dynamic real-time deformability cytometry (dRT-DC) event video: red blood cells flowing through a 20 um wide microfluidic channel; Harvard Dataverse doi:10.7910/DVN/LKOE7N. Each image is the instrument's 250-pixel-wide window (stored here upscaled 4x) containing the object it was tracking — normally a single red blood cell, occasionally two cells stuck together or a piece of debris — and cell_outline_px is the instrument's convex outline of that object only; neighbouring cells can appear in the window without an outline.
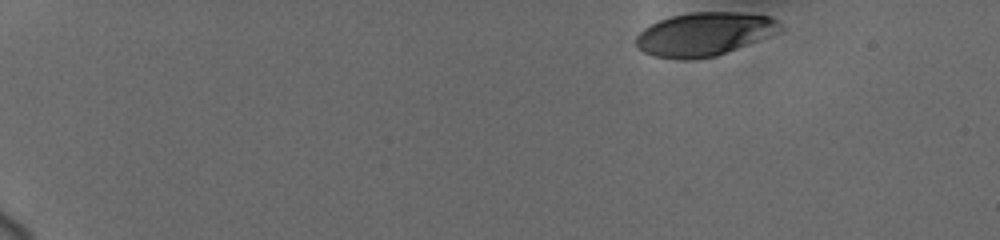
{"species": "human", "species_latin": "Homo sapiens", "temperature_condition": "cold", "stored_images_in_passage": 12, "camera_frame_rate_fps": 3000, "um_per_image_px": 0.085, "donor": {"sex": "female"}, "frame": {"image": 1, "passage_image": 1, "time_ms": 0.0, "image_size_px": [1000, 240], "cell_outline_px": [[784, 32], [716, 56], [684, 60], [652, 56], [636, 48], [636, 36], [644, 28], [660, 20], [672, 16], [692, 12], [740, 12], [768, 16], [776, 20], [784, 28]], "centroid_in_image_um": [59.91, 2.91], "position_along_channel_um": 25.1, "area_um2": 36.82}}
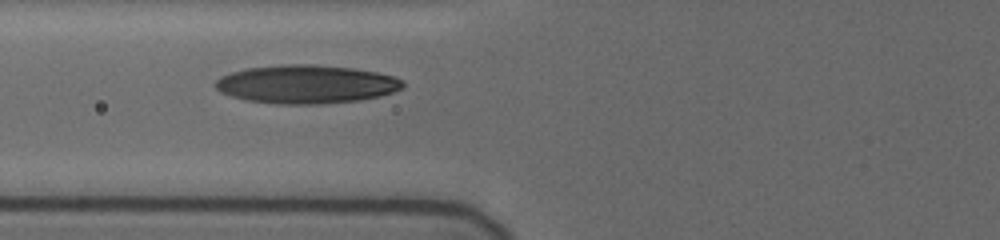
{"frame": {"image": 2, "passage_image": 9, "time_ms": 5.667, "image_size_px": [1000, 240], "cell_outline_px": [[404, 88], [380, 96], [356, 100], [316, 104], [276, 104], [248, 100], [232, 96], [220, 92], [216, 88], [216, 80], [220, 76], [232, 72], [248, 68], [288, 64], [312, 64], [352, 68], [376, 72], [392, 76], [400, 80], [404, 84]], "centroid_in_image_um": [26.02, 7.16], "position_along_channel_um": 99.8, "area_um2": 41.62}}
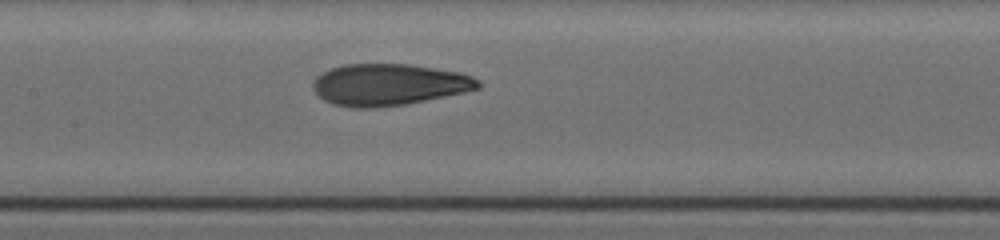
{"frame": {"image": 3, "passage_image": 12, "time_ms": 7.667, "image_size_px": [1000, 240], "cell_outline_px": [[480, 88], [464, 92], [404, 104], [372, 108], [352, 108], [332, 104], [324, 100], [312, 88], [312, 84], [316, 76], [332, 68], [344, 64], [408, 64], [460, 72], [472, 76], [480, 80]], "centroid_in_image_um": [33.04, 7.19], "position_along_channel_um": 174.4, "area_um2": 39.94}}